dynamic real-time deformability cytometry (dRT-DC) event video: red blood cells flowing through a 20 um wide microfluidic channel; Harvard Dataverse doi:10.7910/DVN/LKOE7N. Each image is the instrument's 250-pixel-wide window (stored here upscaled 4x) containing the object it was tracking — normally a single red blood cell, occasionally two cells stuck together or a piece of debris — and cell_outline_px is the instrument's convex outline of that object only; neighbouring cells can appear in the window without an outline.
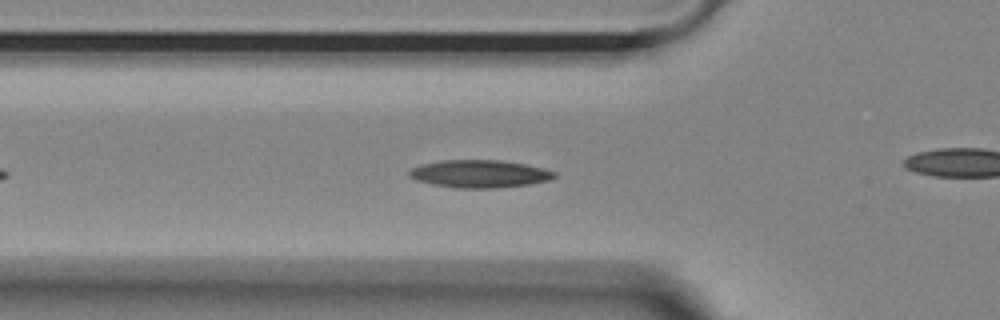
{"species": "Egyptian fruit bat (a non-hibernating species)", "species_latin": "Rousettus aegyptiacus", "temperature_condition": "room temperature", "stored_images_in_passage": 42, "camera_frame_rate_fps": 3000, "um_per_image_px": 0.085, "animal": {"sex": "female"}, "frame": {"image": 1, "passage_image": 9, "time_ms": 2.667, "image_size_px": [1000, 320], "cell_outline_px": [[556, 176], [552, 180], [528, 184], [496, 188], [456, 188], [432, 184], [416, 180], [408, 176], [408, 172], [412, 168], [420, 164], [444, 160], [500, 160], [524, 164], [556, 172]], "centroid_in_image_um": [40.74, 14.78], "position_along_channel_um": 85.1, "area_um2": 23.35}}
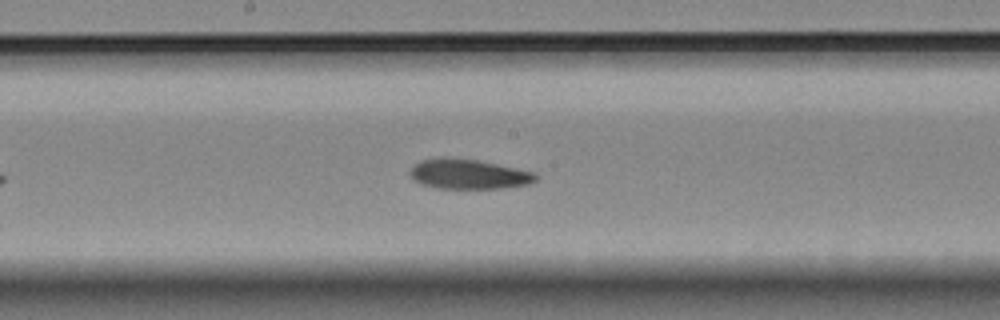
{"frame": {"image": 2, "passage_image": 19, "time_ms": 6.0, "image_size_px": [1000, 320], "cell_outline_px": [[540, 176], [536, 180], [528, 184], [504, 188], [436, 188], [420, 184], [412, 180], [408, 172], [420, 160], [440, 156], [444, 156], [476, 160], [536, 172]], "centroid_in_image_um": [39.8, 14.79], "position_along_channel_um": 208.4, "area_um2": 22.14}}
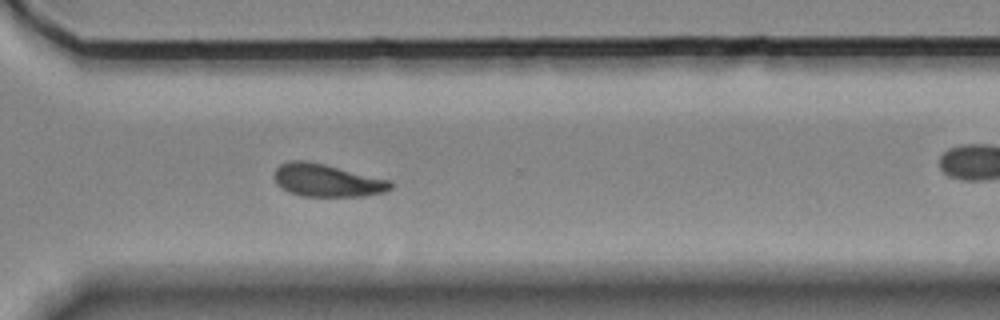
{"frame": {"image": 3, "passage_image": 30, "time_ms": 9.667, "image_size_px": [1000, 320], "cell_outline_px": [[392, 188], [384, 192], [364, 196], [300, 196], [288, 192], [280, 188], [276, 184], [272, 176], [276, 168], [280, 164], [288, 160], [308, 160], [392, 180]], "centroid_in_image_um": [27.75, 15.32], "position_along_channel_um": 342.9, "area_um2": 22.6}, "authors_computed_cell_mechanics": {"area_um2": 22.1374, "velocity_mm_per_s": 3.6753, "shape_relaxation_time_tau1_ms": 8.6184, "shape_relaxation_time_tau2_ms": 9.5414, "deformation_change_tau1": 0.1745, "deformation_change_tau2": 0.1765}}